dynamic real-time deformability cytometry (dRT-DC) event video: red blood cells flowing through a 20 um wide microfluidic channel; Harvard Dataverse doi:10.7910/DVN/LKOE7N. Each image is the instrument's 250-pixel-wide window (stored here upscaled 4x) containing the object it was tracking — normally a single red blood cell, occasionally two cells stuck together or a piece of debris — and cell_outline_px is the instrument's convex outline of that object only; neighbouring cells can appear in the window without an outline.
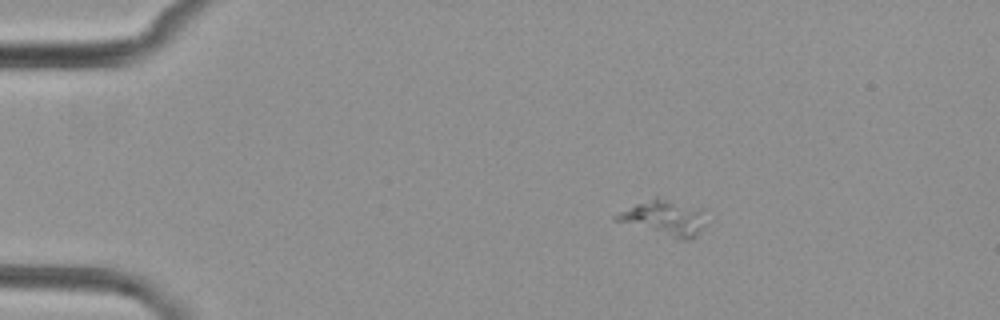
{"species": "common noctule bat (a hibernating species)", "species_latin": "Nyctalus noctula", "temperature_condition": "cold", "stored_images_in_passage": 4, "camera_frame_rate_fps": 3000, "um_per_image_px": 0.085, "animal": {"sex": "female", "body_mass_g": 29.2, "forearm_length_mm": 56.3}, "frame": {"image": 1, "passage_image": 2, "time_ms": 1.333, "image_size_px": [1000, 320], "cell_outline_px": [[704, 208], [700, 228], [688, 240], [680, 240], [616, 220], [612, 216], [636, 204], [656, 196]], "centroid_in_image_um": [56.45, 18.48], "position_along_channel_um": 28.5, "area_um2": 17.74}}